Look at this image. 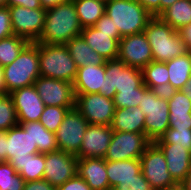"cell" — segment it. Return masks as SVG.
I'll return each mask as SVG.
<instances>
[{
  "mask_svg": "<svg viewBox=\"0 0 191 190\" xmlns=\"http://www.w3.org/2000/svg\"><path fill=\"white\" fill-rule=\"evenodd\" d=\"M82 30L75 5L70 0L46 9L44 29L37 43L65 45L80 36Z\"/></svg>",
  "mask_w": 191,
  "mask_h": 190,
  "instance_id": "6da1fadb",
  "label": "cell"
},
{
  "mask_svg": "<svg viewBox=\"0 0 191 190\" xmlns=\"http://www.w3.org/2000/svg\"><path fill=\"white\" fill-rule=\"evenodd\" d=\"M144 33L151 46L153 61H170L187 52L179 32L159 17H152L147 22Z\"/></svg>",
  "mask_w": 191,
  "mask_h": 190,
  "instance_id": "7a4b0ae2",
  "label": "cell"
},
{
  "mask_svg": "<svg viewBox=\"0 0 191 190\" xmlns=\"http://www.w3.org/2000/svg\"><path fill=\"white\" fill-rule=\"evenodd\" d=\"M3 74L7 94L33 85L40 77L39 43H29L11 64L3 67Z\"/></svg>",
  "mask_w": 191,
  "mask_h": 190,
  "instance_id": "3957f363",
  "label": "cell"
},
{
  "mask_svg": "<svg viewBox=\"0 0 191 190\" xmlns=\"http://www.w3.org/2000/svg\"><path fill=\"white\" fill-rule=\"evenodd\" d=\"M105 14L112 19L121 37L144 32L153 17L137 0H106Z\"/></svg>",
  "mask_w": 191,
  "mask_h": 190,
  "instance_id": "277c9868",
  "label": "cell"
},
{
  "mask_svg": "<svg viewBox=\"0 0 191 190\" xmlns=\"http://www.w3.org/2000/svg\"><path fill=\"white\" fill-rule=\"evenodd\" d=\"M39 71L41 77L73 83L77 66L65 45L39 43Z\"/></svg>",
  "mask_w": 191,
  "mask_h": 190,
  "instance_id": "5b68a950",
  "label": "cell"
},
{
  "mask_svg": "<svg viewBox=\"0 0 191 190\" xmlns=\"http://www.w3.org/2000/svg\"><path fill=\"white\" fill-rule=\"evenodd\" d=\"M139 108L145 114V134L151 142H155L169 128L167 93L147 89L142 95Z\"/></svg>",
  "mask_w": 191,
  "mask_h": 190,
  "instance_id": "8992f818",
  "label": "cell"
},
{
  "mask_svg": "<svg viewBox=\"0 0 191 190\" xmlns=\"http://www.w3.org/2000/svg\"><path fill=\"white\" fill-rule=\"evenodd\" d=\"M144 84L142 70L117 59L105 62L104 96L113 99L116 92L135 90Z\"/></svg>",
  "mask_w": 191,
  "mask_h": 190,
  "instance_id": "52a82bcc",
  "label": "cell"
},
{
  "mask_svg": "<svg viewBox=\"0 0 191 190\" xmlns=\"http://www.w3.org/2000/svg\"><path fill=\"white\" fill-rule=\"evenodd\" d=\"M141 172L154 190H166L179 184L172 178L164 153L152 142L140 157Z\"/></svg>",
  "mask_w": 191,
  "mask_h": 190,
  "instance_id": "ba28073f",
  "label": "cell"
},
{
  "mask_svg": "<svg viewBox=\"0 0 191 190\" xmlns=\"http://www.w3.org/2000/svg\"><path fill=\"white\" fill-rule=\"evenodd\" d=\"M89 123L76 109H69L55 132L58 150L77 156Z\"/></svg>",
  "mask_w": 191,
  "mask_h": 190,
  "instance_id": "9c48e42d",
  "label": "cell"
},
{
  "mask_svg": "<svg viewBox=\"0 0 191 190\" xmlns=\"http://www.w3.org/2000/svg\"><path fill=\"white\" fill-rule=\"evenodd\" d=\"M151 143L145 133L113 132L104 159L105 161L140 159Z\"/></svg>",
  "mask_w": 191,
  "mask_h": 190,
  "instance_id": "30bf717a",
  "label": "cell"
},
{
  "mask_svg": "<svg viewBox=\"0 0 191 190\" xmlns=\"http://www.w3.org/2000/svg\"><path fill=\"white\" fill-rule=\"evenodd\" d=\"M8 8L14 35L22 37L30 43L37 42L44 29L46 9H29L22 6Z\"/></svg>",
  "mask_w": 191,
  "mask_h": 190,
  "instance_id": "8fae6325",
  "label": "cell"
},
{
  "mask_svg": "<svg viewBox=\"0 0 191 190\" xmlns=\"http://www.w3.org/2000/svg\"><path fill=\"white\" fill-rule=\"evenodd\" d=\"M75 108L91 125H111L115 113L113 99L99 93L75 94Z\"/></svg>",
  "mask_w": 191,
  "mask_h": 190,
  "instance_id": "7c38bea8",
  "label": "cell"
},
{
  "mask_svg": "<svg viewBox=\"0 0 191 190\" xmlns=\"http://www.w3.org/2000/svg\"><path fill=\"white\" fill-rule=\"evenodd\" d=\"M44 160L43 179L56 188L77 175L78 158L75 155L57 150L44 153Z\"/></svg>",
  "mask_w": 191,
  "mask_h": 190,
  "instance_id": "4fadbf2b",
  "label": "cell"
},
{
  "mask_svg": "<svg viewBox=\"0 0 191 190\" xmlns=\"http://www.w3.org/2000/svg\"><path fill=\"white\" fill-rule=\"evenodd\" d=\"M34 85L45 106L75 108L73 83L40 76Z\"/></svg>",
  "mask_w": 191,
  "mask_h": 190,
  "instance_id": "5bb4252c",
  "label": "cell"
},
{
  "mask_svg": "<svg viewBox=\"0 0 191 190\" xmlns=\"http://www.w3.org/2000/svg\"><path fill=\"white\" fill-rule=\"evenodd\" d=\"M118 59L142 70L153 61L151 46L144 32L124 36L119 41Z\"/></svg>",
  "mask_w": 191,
  "mask_h": 190,
  "instance_id": "9a60e30c",
  "label": "cell"
},
{
  "mask_svg": "<svg viewBox=\"0 0 191 190\" xmlns=\"http://www.w3.org/2000/svg\"><path fill=\"white\" fill-rule=\"evenodd\" d=\"M9 95L12 97L18 122L39 121L45 105L34 84L16 89Z\"/></svg>",
  "mask_w": 191,
  "mask_h": 190,
  "instance_id": "2e32d148",
  "label": "cell"
},
{
  "mask_svg": "<svg viewBox=\"0 0 191 190\" xmlns=\"http://www.w3.org/2000/svg\"><path fill=\"white\" fill-rule=\"evenodd\" d=\"M113 131L110 125H91L84 133L78 159L104 158L110 145Z\"/></svg>",
  "mask_w": 191,
  "mask_h": 190,
  "instance_id": "e0dca14e",
  "label": "cell"
},
{
  "mask_svg": "<svg viewBox=\"0 0 191 190\" xmlns=\"http://www.w3.org/2000/svg\"><path fill=\"white\" fill-rule=\"evenodd\" d=\"M81 36L106 61L118 58L120 33H105L90 26L83 28Z\"/></svg>",
  "mask_w": 191,
  "mask_h": 190,
  "instance_id": "ac0fdd59",
  "label": "cell"
},
{
  "mask_svg": "<svg viewBox=\"0 0 191 190\" xmlns=\"http://www.w3.org/2000/svg\"><path fill=\"white\" fill-rule=\"evenodd\" d=\"M165 155L168 171L180 185L191 170L190 148L176 144H156Z\"/></svg>",
  "mask_w": 191,
  "mask_h": 190,
  "instance_id": "d6986e66",
  "label": "cell"
},
{
  "mask_svg": "<svg viewBox=\"0 0 191 190\" xmlns=\"http://www.w3.org/2000/svg\"><path fill=\"white\" fill-rule=\"evenodd\" d=\"M105 63L77 68L73 82L75 94L99 93L104 95Z\"/></svg>",
  "mask_w": 191,
  "mask_h": 190,
  "instance_id": "ffe728a7",
  "label": "cell"
},
{
  "mask_svg": "<svg viewBox=\"0 0 191 190\" xmlns=\"http://www.w3.org/2000/svg\"><path fill=\"white\" fill-rule=\"evenodd\" d=\"M169 128L191 130V100L180 90L168 91Z\"/></svg>",
  "mask_w": 191,
  "mask_h": 190,
  "instance_id": "44dd1931",
  "label": "cell"
},
{
  "mask_svg": "<svg viewBox=\"0 0 191 190\" xmlns=\"http://www.w3.org/2000/svg\"><path fill=\"white\" fill-rule=\"evenodd\" d=\"M77 174L84 179L91 190H109L104 158L78 159Z\"/></svg>",
  "mask_w": 191,
  "mask_h": 190,
  "instance_id": "7402d4cb",
  "label": "cell"
},
{
  "mask_svg": "<svg viewBox=\"0 0 191 190\" xmlns=\"http://www.w3.org/2000/svg\"><path fill=\"white\" fill-rule=\"evenodd\" d=\"M39 153L33 144L29 131H25L19 124L7 131L6 161L10 159L28 158L29 154Z\"/></svg>",
  "mask_w": 191,
  "mask_h": 190,
  "instance_id": "603a6c76",
  "label": "cell"
},
{
  "mask_svg": "<svg viewBox=\"0 0 191 190\" xmlns=\"http://www.w3.org/2000/svg\"><path fill=\"white\" fill-rule=\"evenodd\" d=\"M145 114L139 106L132 108H116L111 123L113 132L145 133Z\"/></svg>",
  "mask_w": 191,
  "mask_h": 190,
  "instance_id": "cb8c5ba5",
  "label": "cell"
},
{
  "mask_svg": "<svg viewBox=\"0 0 191 190\" xmlns=\"http://www.w3.org/2000/svg\"><path fill=\"white\" fill-rule=\"evenodd\" d=\"M106 171L109 190H113L120 182L136 178V175L141 171L140 159L106 161Z\"/></svg>",
  "mask_w": 191,
  "mask_h": 190,
  "instance_id": "d4e9b609",
  "label": "cell"
},
{
  "mask_svg": "<svg viewBox=\"0 0 191 190\" xmlns=\"http://www.w3.org/2000/svg\"><path fill=\"white\" fill-rule=\"evenodd\" d=\"M25 182L43 179L44 153L29 154L28 158L10 159L8 161Z\"/></svg>",
  "mask_w": 191,
  "mask_h": 190,
  "instance_id": "484cf974",
  "label": "cell"
},
{
  "mask_svg": "<svg viewBox=\"0 0 191 190\" xmlns=\"http://www.w3.org/2000/svg\"><path fill=\"white\" fill-rule=\"evenodd\" d=\"M65 46L67 47L69 54L75 61L77 68L88 66L90 63L92 65H101L106 62V60L95 52L80 35L78 37L72 38L68 41Z\"/></svg>",
  "mask_w": 191,
  "mask_h": 190,
  "instance_id": "4316f807",
  "label": "cell"
},
{
  "mask_svg": "<svg viewBox=\"0 0 191 190\" xmlns=\"http://www.w3.org/2000/svg\"><path fill=\"white\" fill-rule=\"evenodd\" d=\"M165 63L169 74V91L180 90L191 77V58L188 51Z\"/></svg>",
  "mask_w": 191,
  "mask_h": 190,
  "instance_id": "83f0119b",
  "label": "cell"
},
{
  "mask_svg": "<svg viewBox=\"0 0 191 190\" xmlns=\"http://www.w3.org/2000/svg\"><path fill=\"white\" fill-rule=\"evenodd\" d=\"M18 123L25 131H29L33 144H36L39 153L58 150L55 133L48 131L39 121Z\"/></svg>",
  "mask_w": 191,
  "mask_h": 190,
  "instance_id": "f1b7e54d",
  "label": "cell"
},
{
  "mask_svg": "<svg viewBox=\"0 0 191 190\" xmlns=\"http://www.w3.org/2000/svg\"><path fill=\"white\" fill-rule=\"evenodd\" d=\"M144 84L148 89L169 91V74L165 62L152 61L142 69Z\"/></svg>",
  "mask_w": 191,
  "mask_h": 190,
  "instance_id": "f546056e",
  "label": "cell"
},
{
  "mask_svg": "<svg viewBox=\"0 0 191 190\" xmlns=\"http://www.w3.org/2000/svg\"><path fill=\"white\" fill-rule=\"evenodd\" d=\"M158 17L178 31L191 23V0H177Z\"/></svg>",
  "mask_w": 191,
  "mask_h": 190,
  "instance_id": "4dcf8cb0",
  "label": "cell"
},
{
  "mask_svg": "<svg viewBox=\"0 0 191 190\" xmlns=\"http://www.w3.org/2000/svg\"><path fill=\"white\" fill-rule=\"evenodd\" d=\"M83 28L93 26L104 14L106 0H72Z\"/></svg>",
  "mask_w": 191,
  "mask_h": 190,
  "instance_id": "1f68e13d",
  "label": "cell"
},
{
  "mask_svg": "<svg viewBox=\"0 0 191 190\" xmlns=\"http://www.w3.org/2000/svg\"><path fill=\"white\" fill-rule=\"evenodd\" d=\"M30 42L22 37L12 35L0 40L1 67L11 64Z\"/></svg>",
  "mask_w": 191,
  "mask_h": 190,
  "instance_id": "d6a6232c",
  "label": "cell"
},
{
  "mask_svg": "<svg viewBox=\"0 0 191 190\" xmlns=\"http://www.w3.org/2000/svg\"><path fill=\"white\" fill-rule=\"evenodd\" d=\"M25 181L8 161L0 162V190H23Z\"/></svg>",
  "mask_w": 191,
  "mask_h": 190,
  "instance_id": "836d02e7",
  "label": "cell"
},
{
  "mask_svg": "<svg viewBox=\"0 0 191 190\" xmlns=\"http://www.w3.org/2000/svg\"><path fill=\"white\" fill-rule=\"evenodd\" d=\"M18 124L12 97L9 94L0 95V131H8Z\"/></svg>",
  "mask_w": 191,
  "mask_h": 190,
  "instance_id": "e575fe53",
  "label": "cell"
},
{
  "mask_svg": "<svg viewBox=\"0 0 191 190\" xmlns=\"http://www.w3.org/2000/svg\"><path fill=\"white\" fill-rule=\"evenodd\" d=\"M68 110V107L45 106L43 113L40 116L39 122L48 131L55 133L63 122L64 116Z\"/></svg>",
  "mask_w": 191,
  "mask_h": 190,
  "instance_id": "d590c367",
  "label": "cell"
},
{
  "mask_svg": "<svg viewBox=\"0 0 191 190\" xmlns=\"http://www.w3.org/2000/svg\"><path fill=\"white\" fill-rule=\"evenodd\" d=\"M148 89V87L143 84L141 87L135 90L118 91L116 92L113 102L115 108H132L139 106L143 93Z\"/></svg>",
  "mask_w": 191,
  "mask_h": 190,
  "instance_id": "8d00e7d4",
  "label": "cell"
},
{
  "mask_svg": "<svg viewBox=\"0 0 191 190\" xmlns=\"http://www.w3.org/2000/svg\"><path fill=\"white\" fill-rule=\"evenodd\" d=\"M155 144H176L189 148L191 143V130L168 128L165 133L154 142Z\"/></svg>",
  "mask_w": 191,
  "mask_h": 190,
  "instance_id": "74e56055",
  "label": "cell"
},
{
  "mask_svg": "<svg viewBox=\"0 0 191 190\" xmlns=\"http://www.w3.org/2000/svg\"><path fill=\"white\" fill-rule=\"evenodd\" d=\"M113 190H154L140 171L135 179L124 180Z\"/></svg>",
  "mask_w": 191,
  "mask_h": 190,
  "instance_id": "f35d334b",
  "label": "cell"
},
{
  "mask_svg": "<svg viewBox=\"0 0 191 190\" xmlns=\"http://www.w3.org/2000/svg\"><path fill=\"white\" fill-rule=\"evenodd\" d=\"M14 35L8 7H0V40Z\"/></svg>",
  "mask_w": 191,
  "mask_h": 190,
  "instance_id": "ab89813d",
  "label": "cell"
},
{
  "mask_svg": "<svg viewBox=\"0 0 191 190\" xmlns=\"http://www.w3.org/2000/svg\"><path fill=\"white\" fill-rule=\"evenodd\" d=\"M56 190H91L90 186L78 174L60 185Z\"/></svg>",
  "mask_w": 191,
  "mask_h": 190,
  "instance_id": "60d3db41",
  "label": "cell"
},
{
  "mask_svg": "<svg viewBox=\"0 0 191 190\" xmlns=\"http://www.w3.org/2000/svg\"><path fill=\"white\" fill-rule=\"evenodd\" d=\"M94 28L105 33H119L116 26H114L112 19L104 14L94 25Z\"/></svg>",
  "mask_w": 191,
  "mask_h": 190,
  "instance_id": "b9f144b4",
  "label": "cell"
},
{
  "mask_svg": "<svg viewBox=\"0 0 191 190\" xmlns=\"http://www.w3.org/2000/svg\"><path fill=\"white\" fill-rule=\"evenodd\" d=\"M23 190H56L48 181L44 179L25 182Z\"/></svg>",
  "mask_w": 191,
  "mask_h": 190,
  "instance_id": "7bdbcfd3",
  "label": "cell"
},
{
  "mask_svg": "<svg viewBox=\"0 0 191 190\" xmlns=\"http://www.w3.org/2000/svg\"><path fill=\"white\" fill-rule=\"evenodd\" d=\"M153 17L160 15V0H137Z\"/></svg>",
  "mask_w": 191,
  "mask_h": 190,
  "instance_id": "ee69618b",
  "label": "cell"
},
{
  "mask_svg": "<svg viewBox=\"0 0 191 190\" xmlns=\"http://www.w3.org/2000/svg\"><path fill=\"white\" fill-rule=\"evenodd\" d=\"M22 6L29 9L42 8L40 0H7L6 7Z\"/></svg>",
  "mask_w": 191,
  "mask_h": 190,
  "instance_id": "f6af8a7d",
  "label": "cell"
},
{
  "mask_svg": "<svg viewBox=\"0 0 191 190\" xmlns=\"http://www.w3.org/2000/svg\"><path fill=\"white\" fill-rule=\"evenodd\" d=\"M179 35L188 50H191V23L178 30Z\"/></svg>",
  "mask_w": 191,
  "mask_h": 190,
  "instance_id": "bcb514c9",
  "label": "cell"
},
{
  "mask_svg": "<svg viewBox=\"0 0 191 190\" xmlns=\"http://www.w3.org/2000/svg\"><path fill=\"white\" fill-rule=\"evenodd\" d=\"M7 131H0V162L6 161Z\"/></svg>",
  "mask_w": 191,
  "mask_h": 190,
  "instance_id": "7dc6e473",
  "label": "cell"
},
{
  "mask_svg": "<svg viewBox=\"0 0 191 190\" xmlns=\"http://www.w3.org/2000/svg\"><path fill=\"white\" fill-rule=\"evenodd\" d=\"M70 0H40L42 8L48 9L57 6L60 3L68 2Z\"/></svg>",
  "mask_w": 191,
  "mask_h": 190,
  "instance_id": "c3c4849f",
  "label": "cell"
},
{
  "mask_svg": "<svg viewBox=\"0 0 191 190\" xmlns=\"http://www.w3.org/2000/svg\"><path fill=\"white\" fill-rule=\"evenodd\" d=\"M7 94V89L5 86V78L3 74V67L0 66V95Z\"/></svg>",
  "mask_w": 191,
  "mask_h": 190,
  "instance_id": "681fc988",
  "label": "cell"
},
{
  "mask_svg": "<svg viewBox=\"0 0 191 190\" xmlns=\"http://www.w3.org/2000/svg\"><path fill=\"white\" fill-rule=\"evenodd\" d=\"M180 91L191 100V77L188 79L185 85L180 89Z\"/></svg>",
  "mask_w": 191,
  "mask_h": 190,
  "instance_id": "f907efd6",
  "label": "cell"
},
{
  "mask_svg": "<svg viewBox=\"0 0 191 190\" xmlns=\"http://www.w3.org/2000/svg\"><path fill=\"white\" fill-rule=\"evenodd\" d=\"M180 186L184 190H191V170L188 173V175L185 177V179L180 183Z\"/></svg>",
  "mask_w": 191,
  "mask_h": 190,
  "instance_id": "816d5d0a",
  "label": "cell"
},
{
  "mask_svg": "<svg viewBox=\"0 0 191 190\" xmlns=\"http://www.w3.org/2000/svg\"><path fill=\"white\" fill-rule=\"evenodd\" d=\"M177 0H160V14Z\"/></svg>",
  "mask_w": 191,
  "mask_h": 190,
  "instance_id": "f5cc1de1",
  "label": "cell"
},
{
  "mask_svg": "<svg viewBox=\"0 0 191 190\" xmlns=\"http://www.w3.org/2000/svg\"><path fill=\"white\" fill-rule=\"evenodd\" d=\"M7 0H0V7H6Z\"/></svg>",
  "mask_w": 191,
  "mask_h": 190,
  "instance_id": "db71d44e",
  "label": "cell"
},
{
  "mask_svg": "<svg viewBox=\"0 0 191 190\" xmlns=\"http://www.w3.org/2000/svg\"><path fill=\"white\" fill-rule=\"evenodd\" d=\"M166 190H184L180 185L174 187V188H170V189H166Z\"/></svg>",
  "mask_w": 191,
  "mask_h": 190,
  "instance_id": "11a10c76",
  "label": "cell"
},
{
  "mask_svg": "<svg viewBox=\"0 0 191 190\" xmlns=\"http://www.w3.org/2000/svg\"><path fill=\"white\" fill-rule=\"evenodd\" d=\"M188 53H189V55H190V58H191V50H188Z\"/></svg>",
  "mask_w": 191,
  "mask_h": 190,
  "instance_id": "9f6ffc18",
  "label": "cell"
}]
</instances>
